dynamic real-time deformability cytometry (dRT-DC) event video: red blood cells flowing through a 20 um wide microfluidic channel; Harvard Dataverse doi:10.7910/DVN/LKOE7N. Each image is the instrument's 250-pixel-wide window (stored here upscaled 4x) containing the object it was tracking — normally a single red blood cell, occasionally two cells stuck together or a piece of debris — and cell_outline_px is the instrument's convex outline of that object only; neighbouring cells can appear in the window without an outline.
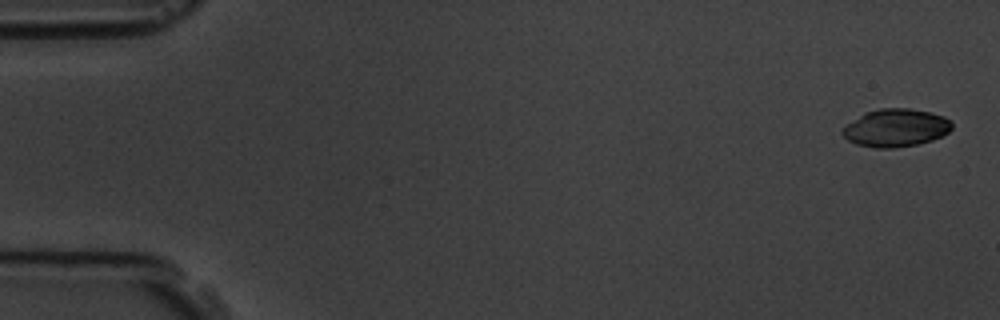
{"species": "common noctule bat (a hibernating species)", "species_latin": "Nyctalus noctula", "temperature_condition": "room temperature", "stored_images_in_passage": 6, "camera_frame_rate_fps": 3000, "um_per_image_px": 0.085, "animal": {"sex": "male", "body_mass_g": 19.5, "forearm_length_mm": 54.6}, "frame": {"image": 1, "passage_image": 1, "time_ms": 0.0, "image_size_px": [1000, 320], "cell_outline_px": [[952, 128], [948, 132], [932, 140], [916, 144], [892, 148], [876, 148], [856, 144], [848, 140], [840, 132], [848, 124], [864, 112], [880, 108], [908, 108], [932, 112], [944, 116], [952, 120]], "centroid_in_image_um": [76.16, 10.85], "position_along_channel_um": 8.8, "area_um2": 24.1}}
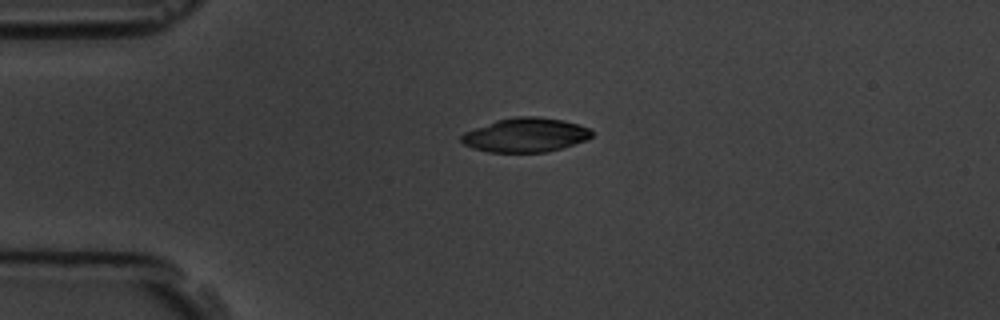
{"frame": {"image": 2, "passage_image": 4, "time_ms": 4.0, "image_size_px": [1000, 320], "cell_outline_px": [[592, 136], [588, 140], [548, 152], [488, 152], [472, 148], [464, 144], [460, 140], [460, 136], [464, 132], [496, 120], [516, 116], [540, 116], [564, 120], [580, 124], [588, 128], [592, 132]], "centroid_in_image_um": [44.68, 11.47], "position_along_channel_um": 40.3, "area_um2": 26.18}}
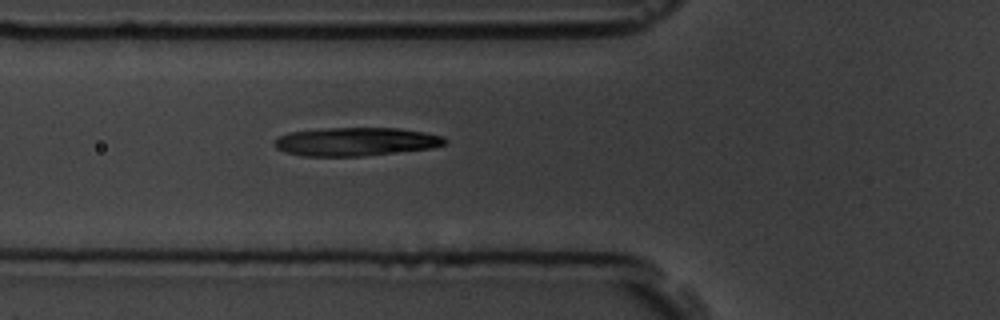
{"frame": {"image": 3, "passage_image": 6, "time_ms": 6.333, "image_size_px": [1000, 320], "cell_outline_px": [[448, 140], [444, 144], [432, 148], [360, 156], [304, 156], [284, 152], [276, 148], [272, 144], [276, 136], [288, 132], [328, 128], [400, 128], [424, 132], [444, 136]], "centroid_in_image_um": [30.2, 12.03], "position_along_channel_um": 95.6, "area_um2": 28.38}}